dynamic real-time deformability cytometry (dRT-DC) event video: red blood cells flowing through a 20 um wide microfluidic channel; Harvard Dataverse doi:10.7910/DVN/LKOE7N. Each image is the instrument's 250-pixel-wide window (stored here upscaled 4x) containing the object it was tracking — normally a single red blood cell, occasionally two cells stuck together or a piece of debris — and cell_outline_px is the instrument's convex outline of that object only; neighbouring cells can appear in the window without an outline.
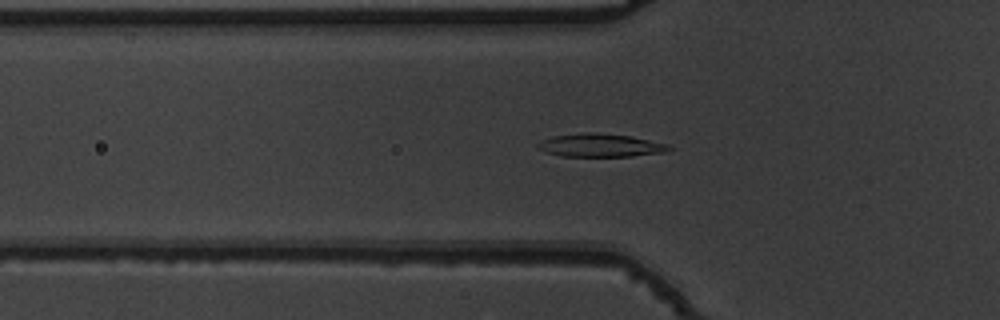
{"species": "common noctule bat (a hibernating species)", "species_latin": "Nyctalus noctula", "temperature_condition": "warm", "stored_images_in_passage": 50, "camera_frame_rate_fps": 3000, "um_per_image_px": 0.085, "animal": {"sex": "male", "body_mass_g": 19.5, "forearm_length_mm": 54.6}, "frame": {"image": 1, "passage_image": 15, "time_ms": 4.667, "image_size_px": [1000, 320], "cell_outline_px": [[672, 148], [668, 152], [632, 156], [560, 156], [536, 148], [536, 144], [552, 136], [584, 132], [592, 132], [632, 136], [668, 144]], "centroid_in_image_um": [51.06, 12.35], "position_along_channel_um": 74.7, "area_um2": 17.74}}
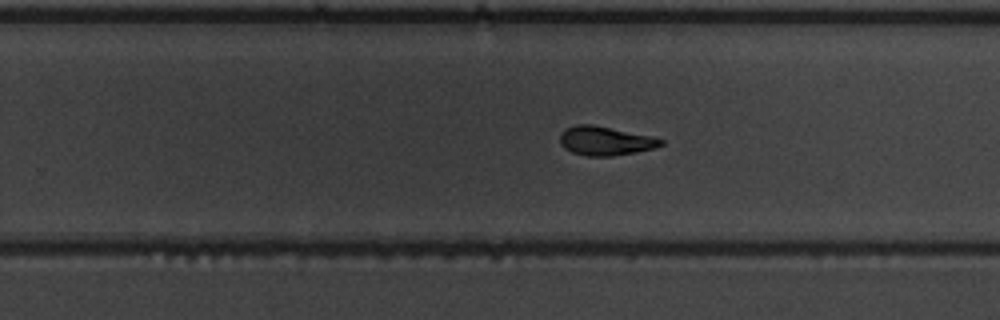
{"frame": {"image": 2, "passage_image": 31, "time_ms": 10.0, "image_size_px": [1000, 320], "cell_outline_px": [[664, 144], [652, 148], [636, 152], [612, 156], [584, 156], [572, 152], [564, 148], [560, 144], [560, 132], [564, 128], [576, 124], [592, 124], [652, 136], [664, 140]], "centroid_in_image_um": [51.4, 11.97], "position_along_channel_um": 278.4, "area_um2": 17.17}}
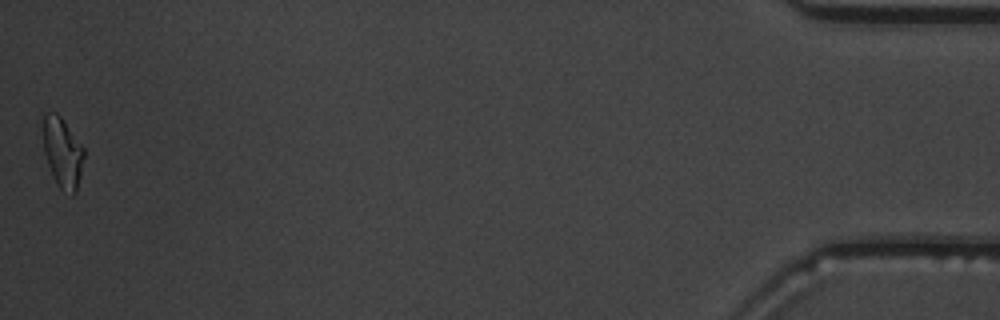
{"frame": {"image": 3, "passage_image": 50, "time_ms": 16.333, "image_size_px": [1000, 320], "cell_outline_px": [[84, 156], [80, 176], [76, 192], [72, 196], [60, 188], [56, 184], [48, 164], [44, 152], [40, 112], [56, 112], [60, 116], [84, 148]], "centroid_in_image_um": [5.27, 12.91], "position_along_channel_um": 429.9, "area_um2": 17.05}, "authors_computed_cell_mechanics": {"area_um2": 17.2244, "velocity_mm_per_s": 3.8236, "shape_relaxation_time_tau1_ms": 6.9926, "shape_relaxation_time_tau2_ms": 2.1802, "deformation_change_tau1": 0.2273, "deformation_change_tau2": 0.0635}}